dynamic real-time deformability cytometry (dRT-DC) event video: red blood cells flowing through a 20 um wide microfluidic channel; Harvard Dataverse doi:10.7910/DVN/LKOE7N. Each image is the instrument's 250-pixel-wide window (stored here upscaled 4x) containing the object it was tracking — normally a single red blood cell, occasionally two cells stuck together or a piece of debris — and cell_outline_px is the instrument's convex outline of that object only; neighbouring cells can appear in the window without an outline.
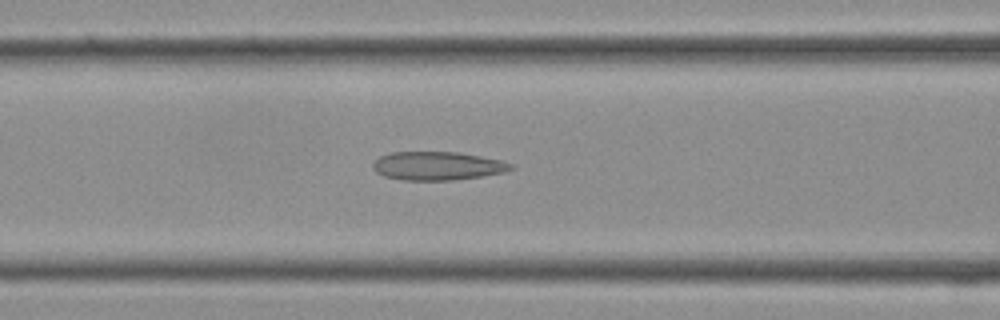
{"species": "Egyptian fruit bat (a non-hibernating species)", "species_latin": "Rousettus aegyptiacus", "temperature_condition": "cold", "stored_images_in_passage": 37, "camera_frame_rate_fps": 3000, "um_per_image_px": 0.085, "frame": {"image": 1, "passage_image": 15, "time_ms": 4.667, "image_size_px": [1000, 320], "cell_outline_px": [[516, 168], [504, 172], [480, 176], [452, 180], [404, 180], [384, 176], [376, 172], [372, 168], [372, 164], [380, 156], [392, 152], [460, 152], [500, 160], [516, 164]], "centroid_in_image_um": [37.21, 14.09], "position_along_channel_um": 129.4, "area_um2": 22.95}}
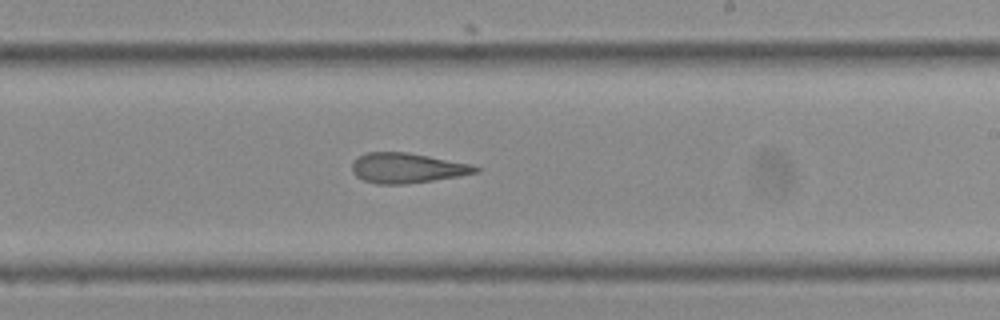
{"frame": {"image": 2, "passage_image": 22, "time_ms": 7.0, "image_size_px": [1000, 320], "cell_outline_px": [[484, 168], [480, 172], [460, 176], [404, 184], [376, 184], [364, 180], [356, 176], [352, 172], [352, 160], [368, 152], [408, 152], [472, 164]], "centroid_in_image_um": [34.64, 14.28], "position_along_channel_um": 254.4, "area_um2": 21.79}}
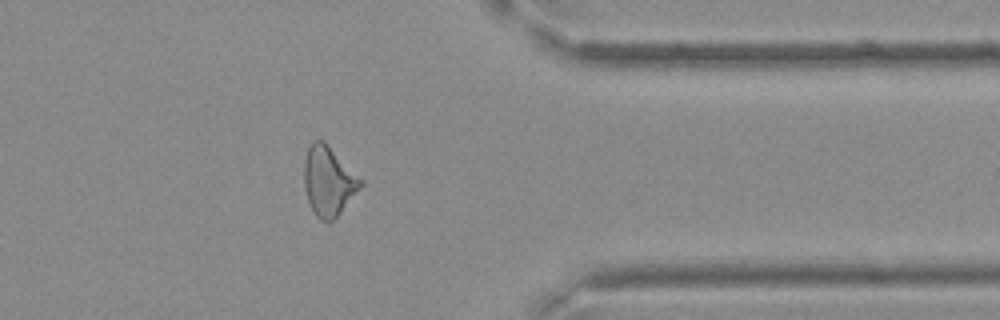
{"frame": {"image": 3, "passage_image": 30, "time_ms": 9.667, "image_size_px": [1000, 320], "cell_outline_px": [[364, 184], [340, 212], [332, 220], [320, 220], [316, 216], [308, 200], [304, 188], [304, 160], [308, 148], [312, 140], [324, 140], [364, 180]], "centroid_in_image_um": [27.93, 15.35], "position_along_channel_um": 383.5, "area_um2": 22.83}}